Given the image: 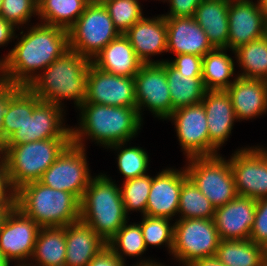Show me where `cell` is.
<instances>
[{
    "instance_id": "1",
    "label": "cell",
    "mask_w": 267,
    "mask_h": 266,
    "mask_svg": "<svg viewBox=\"0 0 267 266\" xmlns=\"http://www.w3.org/2000/svg\"><path fill=\"white\" fill-rule=\"evenodd\" d=\"M68 50V30L37 23L0 60V80L27 87L35 71L44 70Z\"/></svg>"
},
{
    "instance_id": "2",
    "label": "cell",
    "mask_w": 267,
    "mask_h": 266,
    "mask_svg": "<svg viewBox=\"0 0 267 266\" xmlns=\"http://www.w3.org/2000/svg\"><path fill=\"white\" fill-rule=\"evenodd\" d=\"M78 109L81 110L80 127H71V139L73 144L83 148L84 136L108 147L128 142L141 129L142 120L137 107L83 103Z\"/></svg>"
},
{
    "instance_id": "3",
    "label": "cell",
    "mask_w": 267,
    "mask_h": 266,
    "mask_svg": "<svg viewBox=\"0 0 267 266\" xmlns=\"http://www.w3.org/2000/svg\"><path fill=\"white\" fill-rule=\"evenodd\" d=\"M91 60L69 49L27 86L41 101L62 107V99L79 107L86 100L87 74Z\"/></svg>"
},
{
    "instance_id": "4",
    "label": "cell",
    "mask_w": 267,
    "mask_h": 266,
    "mask_svg": "<svg viewBox=\"0 0 267 266\" xmlns=\"http://www.w3.org/2000/svg\"><path fill=\"white\" fill-rule=\"evenodd\" d=\"M16 207L40 227H64L80 220V200L39 181L16 190Z\"/></svg>"
},
{
    "instance_id": "5",
    "label": "cell",
    "mask_w": 267,
    "mask_h": 266,
    "mask_svg": "<svg viewBox=\"0 0 267 266\" xmlns=\"http://www.w3.org/2000/svg\"><path fill=\"white\" fill-rule=\"evenodd\" d=\"M127 218L117 184L105 174L92 178L80 200V220L107 243Z\"/></svg>"
},
{
    "instance_id": "6",
    "label": "cell",
    "mask_w": 267,
    "mask_h": 266,
    "mask_svg": "<svg viewBox=\"0 0 267 266\" xmlns=\"http://www.w3.org/2000/svg\"><path fill=\"white\" fill-rule=\"evenodd\" d=\"M71 142V138H52L5 144V162L13 188L17 190L27 183L39 181Z\"/></svg>"
},
{
    "instance_id": "7",
    "label": "cell",
    "mask_w": 267,
    "mask_h": 266,
    "mask_svg": "<svg viewBox=\"0 0 267 266\" xmlns=\"http://www.w3.org/2000/svg\"><path fill=\"white\" fill-rule=\"evenodd\" d=\"M119 35L104 4L86 5L82 15L68 29L69 49L92 61Z\"/></svg>"
},
{
    "instance_id": "8",
    "label": "cell",
    "mask_w": 267,
    "mask_h": 266,
    "mask_svg": "<svg viewBox=\"0 0 267 266\" xmlns=\"http://www.w3.org/2000/svg\"><path fill=\"white\" fill-rule=\"evenodd\" d=\"M185 168L188 177L216 208L232 201L237 192L231 165L222 156L191 157Z\"/></svg>"
},
{
    "instance_id": "9",
    "label": "cell",
    "mask_w": 267,
    "mask_h": 266,
    "mask_svg": "<svg viewBox=\"0 0 267 266\" xmlns=\"http://www.w3.org/2000/svg\"><path fill=\"white\" fill-rule=\"evenodd\" d=\"M173 257L182 266L215 256L221 241L213 219H179L174 224Z\"/></svg>"
},
{
    "instance_id": "10",
    "label": "cell",
    "mask_w": 267,
    "mask_h": 266,
    "mask_svg": "<svg viewBox=\"0 0 267 266\" xmlns=\"http://www.w3.org/2000/svg\"><path fill=\"white\" fill-rule=\"evenodd\" d=\"M85 151V148L71 142L43 173L39 182L56 190L70 192L81 200L93 178Z\"/></svg>"
},
{
    "instance_id": "11",
    "label": "cell",
    "mask_w": 267,
    "mask_h": 266,
    "mask_svg": "<svg viewBox=\"0 0 267 266\" xmlns=\"http://www.w3.org/2000/svg\"><path fill=\"white\" fill-rule=\"evenodd\" d=\"M134 79L137 111L141 120L142 107H147L160 119H167L172 113V101L164 60L143 64Z\"/></svg>"
},
{
    "instance_id": "12",
    "label": "cell",
    "mask_w": 267,
    "mask_h": 266,
    "mask_svg": "<svg viewBox=\"0 0 267 266\" xmlns=\"http://www.w3.org/2000/svg\"><path fill=\"white\" fill-rule=\"evenodd\" d=\"M229 163L238 196L267 197V153L262 147L238 149Z\"/></svg>"
},
{
    "instance_id": "13",
    "label": "cell",
    "mask_w": 267,
    "mask_h": 266,
    "mask_svg": "<svg viewBox=\"0 0 267 266\" xmlns=\"http://www.w3.org/2000/svg\"><path fill=\"white\" fill-rule=\"evenodd\" d=\"M40 228L17 207L12 209L0 228V250L5 259L9 263L17 260L20 263L17 266H26L24 261L28 262L33 255Z\"/></svg>"
},
{
    "instance_id": "14",
    "label": "cell",
    "mask_w": 267,
    "mask_h": 266,
    "mask_svg": "<svg viewBox=\"0 0 267 266\" xmlns=\"http://www.w3.org/2000/svg\"><path fill=\"white\" fill-rule=\"evenodd\" d=\"M84 103L137 107L135 79L104 72L91 63L87 74Z\"/></svg>"
},
{
    "instance_id": "15",
    "label": "cell",
    "mask_w": 267,
    "mask_h": 266,
    "mask_svg": "<svg viewBox=\"0 0 267 266\" xmlns=\"http://www.w3.org/2000/svg\"><path fill=\"white\" fill-rule=\"evenodd\" d=\"M64 109L56 104L40 101L25 123L5 144H22L52 138H71V128L63 124ZM64 126V127H63Z\"/></svg>"
},
{
    "instance_id": "16",
    "label": "cell",
    "mask_w": 267,
    "mask_h": 266,
    "mask_svg": "<svg viewBox=\"0 0 267 266\" xmlns=\"http://www.w3.org/2000/svg\"><path fill=\"white\" fill-rule=\"evenodd\" d=\"M167 119L174 121L187 158L209 156V132L202 102L175 109Z\"/></svg>"
},
{
    "instance_id": "17",
    "label": "cell",
    "mask_w": 267,
    "mask_h": 266,
    "mask_svg": "<svg viewBox=\"0 0 267 266\" xmlns=\"http://www.w3.org/2000/svg\"><path fill=\"white\" fill-rule=\"evenodd\" d=\"M228 22V48L232 51L267 35L258 1L256 4L252 0H230Z\"/></svg>"
},
{
    "instance_id": "18",
    "label": "cell",
    "mask_w": 267,
    "mask_h": 266,
    "mask_svg": "<svg viewBox=\"0 0 267 266\" xmlns=\"http://www.w3.org/2000/svg\"><path fill=\"white\" fill-rule=\"evenodd\" d=\"M256 200L236 196L215 209L213 222L221 240H248L255 220Z\"/></svg>"
},
{
    "instance_id": "19",
    "label": "cell",
    "mask_w": 267,
    "mask_h": 266,
    "mask_svg": "<svg viewBox=\"0 0 267 266\" xmlns=\"http://www.w3.org/2000/svg\"><path fill=\"white\" fill-rule=\"evenodd\" d=\"M181 170L168 168L152 177L146 216L171 220L178 214L182 183L188 177L186 170Z\"/></svg>"
},
{
    "instance_id": "20",
    "label": "cell",
    "mask_w": 267,
    "mask_h": 266,
    "mask_svg": "<svg viewBox=\"0 0 267 266\" xmlns=\"http://www.w3.org/2000/svg\"><path fill=\"white\" fill-rule=\"evenodd\" d=\"M201 102L209 132V156L218 155L217 149L227 141L237 120L232 101L226 90H207Z\"/></svg>"
},
{
    "instance_id": "21",
    "label": "cell",
    "mask_w": 267,
    "mask_h": 266,
    "mask_svg": "<svg viewBox=\"0 0 267 266\" xmlns=\"http://www.w3.org/2000/svg\"><path fill=\"white\" fill-rule=\"evenodd\" d=\"M165 21L167 52L203 57L214 49L203 28L193 17H165Z\"/></svg>"
},
{
    "instance_id": "22",
    "label": "cell",
    "mask_w": 267,
    "mask_h": 266,
    "mask_svg": "<svg viewBox=\"0 0 267 266\" xmlns=\"http://www.w3.org/2000/svg\"><path fill=\"white\" fill-rule=\"evenodd\" d=\"M137 57L144 63H155L150 56L167 52V26L165 17H142L124 33Z\"/></svg>"
},
{
    "instance_id": "23",
    "label": "cell",
    "mask_w": 267,
    "mask_h": 266,
    "mask_svg": "<svg viewBox=\"0 0 267 266\" xmlns=\"http://www.w3.org/2000/svg\"><path fill=\"white\" fill-rule=\"evenodd\" d=\"M237 120L254 118L267 111V81L235 77L226 89Z\"/></svg>"
},
{
    "instance_id": "24",
    "label": "cell",
    "mask_w": 267,
    "mask_h": 266,
    "mask_svg": "<svg viewBox=\"0 0 267 266\" xmlns=\"http://www.w3.org/2000/svg\"><path fill=\"white\" fill-rule=\"evenodd\" d=\"M66 258L64 266H87L107 243L81 220L65 226Z\"/></svg>"
},
{
    "instance_id": "25",
    "label": "cell",
    "mask_w": 267,
    "mask_h": 266,
    "mask_svg": "<svg viewBox=\"0 0 267 266\" xmlns=\"http://www.w3.org/2000/svg\"><path fill=\"white\" fill-rule=\"evenodd\" d=\"M91 62L104 72L124 77H134L144 64L124 34L109 42Z\"/></svg>"
},
{
    "instance_id": "26",
    "label": "cell",
    "mask_w": 267,
    "mask_h": 266,
    "mask_svg": "<svg viewBox=\"0 0 267 266\" xmlns=\"http://www.w3.org/2000/svg\"><path fill=\"white\" fill-rule=\"evenodd\" d=\"M230 0H202L194 19L203 28L214 48H227L229 37L228 7Z\"/></svg>"
},
{
    "instance_id": "27",
    "label": "cell",
    "mask_w": 267,
    "mask_h": 266,
    "mask_svg": "<svg viewBox=\"0 0 267 266\" xmlns=\"http://www.w3.org/2000/svg\"><path fill=\"white\" fill-rule=\"evenodd\" d=\"M164 70L172 101V112L175 109L200 103L207 91L202 74H185L174 68L168 60L164 61Z\"/></svg>"
},
{
    "instance_id": "28",
    "label": "cell",
    "mask_w": 267,
    "mask_h": 266,
    "mask_svg": "<svg viewBox=\"0 0 267 266\" xmlns=\"http://www.w3.org/2000/svg\"><path fill=\"white\" fill-rule=\"evenodd\" d=\"M35 265L26 266H64L66 258V237L64 227H41L31 257Z\"/></svg>"
},
{
    "instance_id": "29",
    "label": "cell",
    "mask_w": 267,
    "mask_h": 266,
    "mask_svg": "<svg viewBox=\"0 0 267 266\" xmlns=\"http://www.w3.org/2000/svg\"><path fill=\"white\" fill-rule=\"evenodd\" d=\"M227 48H214L203 56L202 80L206 90H226L233 82L234 61L225 51Z\"/></svg>"
},
{
    "instance_id": "30",
    "label": "cell",
    "mask_w": 267,
    "mask_h": 266,
    "mask_svg": "<svg viewBox=\"0 0 267 266\" xmlns=\"http://www.w3.org/2000/svg\"><path fill=\"white\" fill-rule=\"evenodd\" d=\"M37 4V15L42 24L66 30L77 21L87 5L84 0H38Z\"/></svg>"
},
{
    "instance_id": "31",
    "label": "cell",
    "mask_w": 267,
    "mask_h": 266,
    "mask_svg": "<svg viewBox=\"0 0 267 266\" xmlns=\"http://www.w3.org/2000/svg\"><path fill=\"white\" fill-rule=\"evenodd\" d=\"M233 53L243 68L239 77L267 81V35L238 47Z\"/></svg>"
},
{
    "instance_id": "32",
    "label": "cell",
    "mask_w": 267,
    "mask_h": 266,
    "mask_svg": "<svg viewBox=\"0 0 267 266\" xmlns=\"http://www.w3.org/2000/svg\"><path fill=\"white\" fill-rule=\"evenodd\" d=\"M215 256L226 266H260L261 245L252 240H221Z\"/></svg>"
},
{
    "instance_id": "33",
    "label": "cell",
    "mask_w": 267,
    "mask_h": 266,
    "mask_svg": "<svg viewBox=\"0 0 267 266\" xmlns=\"http://www.w3.org/2000/svg\"><path fill=\"white\" fill-rule=\"evenodd\" d=\"M41 100L26 86H23L9 101L3 117L4 144L32 116L34 107Z\"/></svg>"
},
{
    "instance_id": "34",
    "label": "cell",
    "mask_w": 267,
    "mask_h": 266,
    "mask_svg": "<svg viewBox=\"0 0 267 266\" xmlns=\"http://www.w3.org/2000/svg\"><path fill=\"white\" fill-rule=\"evenodd\" d=\"M178 213L180 219H213L215 207L187 177L181 187Z\"/></svg>"
},
{
    "instance_id": "35",
    "label": "cell",
    "mask_w": 267,
    "mask_h": 266,
    "mask_svg": "<svg viewBox=\"0 0 267 266\" xmlns=\"http://www.w3.org/2000/svg\"><path fill=\"white\" fill-rule=\"evenodd\" d=\"M126 222L118 232L107 242V246L125 262V256H139L146 250L142 229L140 224H129ZM123 253V255H122Z\"/></svg>"
},
{
    "instance_id": "36",
    "label": "cell",
    "mask_w": 267,
    "mask_h": 266,
    "mask_svg": "<svg viewBox=\"0 0 267 266\" xmlns=\"http://www.w3.org/2000/svg\"><path fill=\"white\" fill-rule=\"evenodd\" d=\"M125 144L127 143H116L107 147V149L113 148L115 150L119 148L117 166L120 173L125 177V180L145 175L149 165L148 154L144 149L135 146L123 149Z\"/></svg>"
},
{
    "instance_id": "37",
    "label": "cell",
    "mask_w": 267,
    "mask_h": 266,
    "mask_svg": "<svg viewBox=\"0 0 267 266\" xmlns=\"http://www.w3.org/2000/svg\"><path fill=\"white\" fill-rule=\"evenodd\" d=\"M151 184L152 177L146 174L124 181L123 188L120 187V192L127 215L129 211L134 210L145 215Z\"/></svg>"
},
{
    "instance_id": "38",
    "label": "cell",
    "mask_w": 267,
    "mask_h": 266,
    "mask_svg": "<svg viewBox=\"0 0 267 266\" xmlns=\"http://www.w3.org/2000/svg\"><path fill=\"white\" fill-rule=\"evenodd\" d=\"M142 222L139 223L142 229L144 243L148 245L160 246L165 245L172 253L174 245V225H170L167 218L150 217L143 215Z\"/></svg>"
},
{
    "instance_id": "39",
    "label": "cell",
    "mask_w": 267,
    "mask_h": 266,
    "mask_svg": "<svg viewBox=\"0 0 267 266\" xmlns=\"http://www.w3.org/2000/svg\"><path fill=\"white\" fill-rule=\"evenodd\" d=\"M104 6L120 34L126 33L143 17L139 0H108Z\"/></svg>"
},
{
    "instance_id": "40",
    "label": "cell",
    "mask_w": 267,
    "mask_h": 266,
    "mask_svg": "<svg viewBox=\"0 0 267 266\" xmlns=\"http://www.w3.org/2000/svg\"><path fill=\"white\" fill-rule=\"evenodd\" d=\"M33 14H38L37 0H3L0 16L11 23L15 29L27 24Z\"/></svg>"
},
{
    "instance_id": "41",
    "label": "cell",
    "mask_w": 267,
    "mask_h": 266,
    "mask_svg": "<svg viewBox=\"0 0 267 266\" xmlns=\"http://www.w3.org/2000/svg\"><path fill=\"white\" fill-rule=\"evenodd\" d=\"M249 239L257 244L267 239V197L256 200L255 220Z\"/></svg>"
},
{
    "instance_id": "42",
    "label": "cell",
    "mask_w": 267,
    "mask_h": 266,
    "mask_svg": "<svg viewBox=\"0 0 267 266\" xmlns=\"http://www.w3.org/2000/svg\"><path fill=\"white\" fill-rule=\"evenodd\" d=\"M168 62L180 73L202 74L203 57L191 54H179L176 58Z\"/></svg>"
},
{
    "instance_id": "43",
    "label": "cell",
    "mask_w": 267,
    "mask_h": 266,
    "mask_svg": "<svg viewBox=\"0 0 267 266\" xmlns=\"http://www.w3.org/2000/svg\"><path fill=\"white\" fill-rule=\"evenodd\" d=\"M23 86L0 80V140L4 143L3 117L9 101Z\"/></svg>"
},
{
    "instance_id": "44",
    "label": "cell",
    "mask_w": 267,
    "mask_h": 266,
    "mask_svg": "<svg viewBox=\"0 0 267 266\" xmlns=\"http://www.w3.org/2000/svg\"><path fill=\"white\" fill-rule=\"evenodd\" d=\"M0 204H16V190L11 184L5 161L0 162Z\"/></svg>"
},
{
    "instance_id": "45",
    "label": "cell",
    "mask_w": 267,
    "mask_h": 266,
    "mask_svg": "<svg viewBox=\"0 0 267 266\" xmlns=\"http://www.w3.org/2000/svg\"><path fill=\"white\" fill-rule=\"evenodd\" d=\"M167 1L170 3V13L163 15L164 17H194L195 10L202 0Z\"/></svg>"
},
{
    "instance_id": "46",
    "label": "cell",
    "mask_w": 267,
    "mask_h": 266,
    "mask_svg": "<svg viewBox=\"0 0 267 266\" xmlns=\"http://www.w3.org/2000/svg\"><path fill=\"white\" fill-rule=\"evenodd\" d=\"M87 266H125V262L108 247L102 249Z\"/></svg>"
},
{
    "instance_id": "47",
    "label": "cell",
    "mask_w": 267,
    "mask_h": 266,
    "mask_svg": "<svg viewBox=\"0 0 267 266\" xmlns=\"http://www.w3.org/2000/svg\"><path fill=\"white\" fill-rule=\"evenodd\" d=\"M15 27L0 16V46L8 44L15 36Z\"/></svg>"
},
{
    "instance_id": "48",
    "label": "cell",
    "mask_w": 267,
    "mask_h": 266,
    "mask_svg": "<svg viewBox=\"0 0 267 266\" xmlns=\"http://www.w3.org/2000/svg\"><path fill=\"white\" fill-rule=\"evenodd\" d=\"M187 266H226L216 256L200 258L192 261Z\"/></svg>"
},
{
    "instance_id": "49",
    "label": "cell",
    "mask_w": 267,
    "mask_h": 266,
    "mask_svg": "<svg viewBox=\"0 0 267 266\" xmlns=\"http://www.w3.org/2000/svg\"><path fill=\"white\" fill-rule=\"evenodd\" d=\"M16 207V204H0V228L3 225L7 215Z\"/></svg>"
},
{
    "instance_id": "50",
    "label": "cell",
    "mask_w": 267,
    "mask_h": 266,
    "mask_svg": "<svg viewBox=\"0 0 267 266\" xmlns=\"http://www.w3.org/2000/svg\"><path fill=\"white\" fill-rule=\"evenodd\" d=\"M258 3L261 9L264 22L267 25V0H258Z\"/></svg>"
},
{
    "instance_id": "51",
    "label": "cell",
    "mask_w": 267,
    "mask_h": 266,
    "mask_svg": "<svg viewBox=\"0 0 267 266\" xmlns=\"http://www.w3.org/2000/svg\"><path fill=\"white\" fill-rule=\"evenodd\" d=\"M134 266V265H133ZM135 266H164L161 265L160 263L158 264L157 262H153L152 260L150 261L149 259L146 260H142L139 262V264L137 263Z\"/></svg>"
},
{
    "instance_id": "52",
    "label": "cell",
    "mask_w": 267,
    "mask_h": 266,
    "mask_svg": "<svg viewBox=\"0 0 267 266\" xmlns=\"http://www.w3.org/2000/svg\"><path fill=\"white\" fill-rule=\"evenodd\" d=\"M2 161H5V144L0 140V162Z\"/></svg>"
},
{
    "instance_id": "53",
    "label": "cell",
    "mask_w": 267,
    "mask_h": 266,
    "mask_svg": "<svg viewBox=\"0 0 267 266\" xmlns=\"http://www.w3.org/2000/svg\"><path fill=\"white\" fill-rule=\"evenodd\" d=\"M262 258H267V239L261 244Z\"/></svg>"
},
{
    "instance_id": "54",
    "label": "cell",
    "mask_w": 267,
    "mask_h": 266,
    "mask_svg": "<svg viewBox=\"0 0 267 266\" xmlns=\"http://www.w3.org/2000/svg\"><path fill=\"white\" fill-rule=\"evenodd\" d=\"M87 5L92 4H105L108 0H84Z\"/></svg>"
},
{
    "instance_id": "55",
    "label": "cell",
    "mask_w": 267,
    "mask_h": 266,
    "mask_svg": "<svg viewBox=\"0 0 267 266\" xmlns=\"http://www.w3.org/2000/svg\"><path fill=\"white\" fill-rule=\"evenodd\" d=\"M0 266H10V263L5 259L1 250H0Z\"/></svg>"
},
{
    "instance_id": "56",
    "label": "cell",
    "mask_w": 267,
    "mask_h": 266,
    "mask_svg": "<svg viewBox=\"0 0 267 266\" xmlns=\"http://www.w3.org/2000/svg\"><path fill=\"white\" fill-rule=\"evenodd\" d=\"M260 266H267V258H262Z\"/></svg>"
},
{
    "instance_id": "57",
    "label": "cell",
    "mask_w": 267,
    "mask_h": 266,
    "mask_svg": "<svg viewBox=\"0 0 267 266\" xmlns=\"http://www.w3.org/2000/svg\"><path fill=\"white\" fill-rule=\"evenodd\" d=\"M2 1H3V0H0V10H1V6H2Z\"/></svg>"
}]
</instances>
